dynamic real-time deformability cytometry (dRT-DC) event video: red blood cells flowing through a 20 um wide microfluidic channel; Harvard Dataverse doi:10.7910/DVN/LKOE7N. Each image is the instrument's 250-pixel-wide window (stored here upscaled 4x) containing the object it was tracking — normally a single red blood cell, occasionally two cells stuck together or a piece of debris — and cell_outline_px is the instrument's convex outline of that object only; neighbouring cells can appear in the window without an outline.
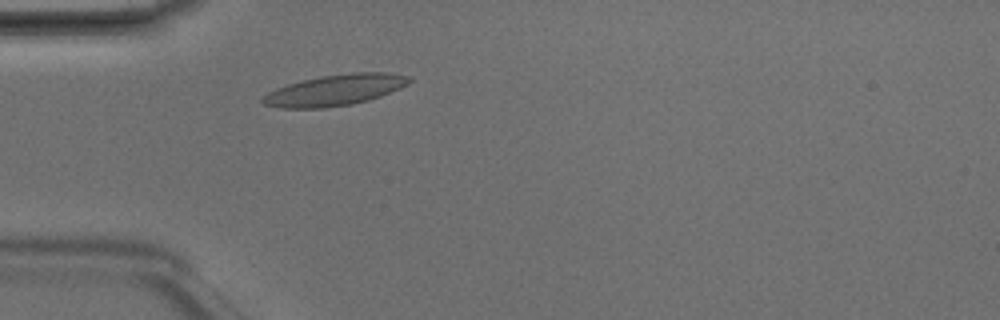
{"species": "Egyptian fruit bat (a non-hibernating species)", "species_latin": "Rousettus aegyptiacus", "temperature_condition": "room temperature", "stored_images_in_passage": 2, "camera_frame_rate_fps": 3000, "um_per_image_px": 0.085, "animal": {"sex": "male"}, "frame": {"image": 1, "passage_image": 2, "time_ms": 0.333, "image_size_px": [1000, 320], "cell_outline_px": [[412, 80], [408, 84], [400, 88], [380, 96], [368, 100], [352, 104], [324, 108], [280, 108], [264, 104], [260, 100], [268, 92], [276, 88], [288, 84], [320, 76], [352, 72], [384, 72], [408, 76]], "centroid_in_image_um": [28.46, 7.66], "position_along_channel_um": 56.5, "area_um2": 26.36}}